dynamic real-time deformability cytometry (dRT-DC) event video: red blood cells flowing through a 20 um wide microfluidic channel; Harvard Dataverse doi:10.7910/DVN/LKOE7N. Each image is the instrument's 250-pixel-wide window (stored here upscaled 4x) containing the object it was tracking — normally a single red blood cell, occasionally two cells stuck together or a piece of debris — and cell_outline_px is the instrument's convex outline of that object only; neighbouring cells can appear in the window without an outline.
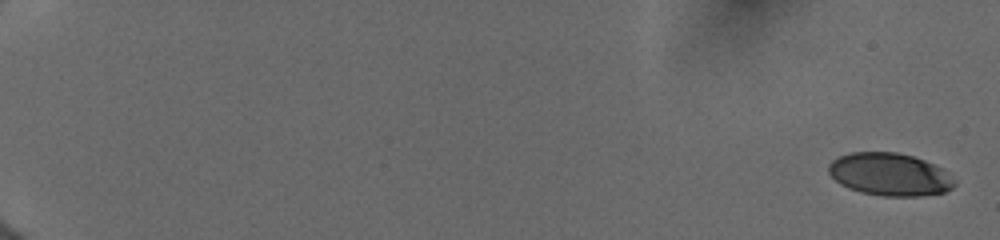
{"species": "human", "species_latin": "Homo sapiens", "temperature_condition": "cold", "stored_images_in_passage": 11, "camera_frame_rate_fps": 3000, "um_per_image_px": 0.085, "donor": {"sex": "female"}, "frame": {"image": 1, "passage_image": 1, "time_ms": 0.0, "image_size_px": [1000, 240], "cell_outline_px": [[956, 184], [952, 188], [944, 192], [924, 196], [884, 196], [860, 192], [848, 188], [840, 184], [828, 172], [828, 164], [832, 160], [840, 156], [852, 152], [896, 152], [912, 156], [924, 160], [940, 168], [956, 180]], "centroid_in_image_um": [75.62, 14.83], "position_along_channel_um": 9.4, "area_um2": 31.27}}
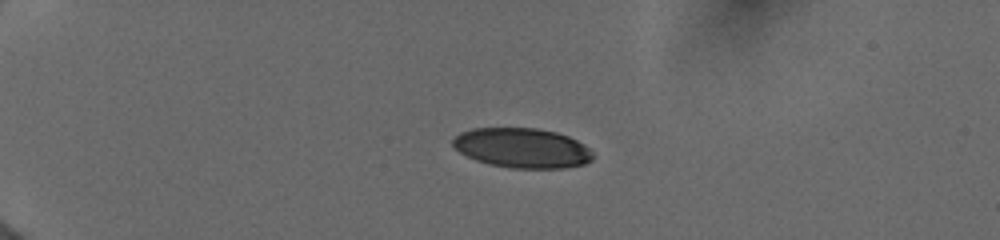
{"frame": {"image": 2, "passage_image": 7, "time_ms": 4.667, "image_size_px": [1000, 240], "cell_outline_px": [[596, 156], [592, 160], [584, 164], [564, 168], [508, 168], [488, 164], [476, 160], [460, 152], [452, 144], [452, 140], [460, 132], [472, 128], [536, 128], [556, 132], [568, 136], [584, 144]], "centroid_in_image_um": [44.4, 12.58], "position_along_channel_um": 40.6, "area_um2": 32.6}}
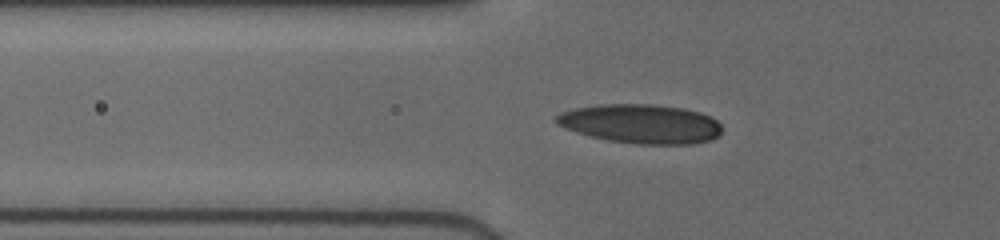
{"frame": {"image": 3, "passage_image": 10, "time_ms": 7.0, "image_size_px": [1000, 240], "cell_outline_px": [[720, 136], [712, 140], [692, 144], [640, 144], [608, 140], [576, 132], [564, 128], [556, 124], [552, 120], [560, 112], [576, 108], [600, 104], [648, 104], [684, 108], [700, 112], [716, 120], [720, 124]], "centroid_in_image_um": [54.46, 10.52], "position_along_channel_um": 71.3, "area_um2": 37.86}}